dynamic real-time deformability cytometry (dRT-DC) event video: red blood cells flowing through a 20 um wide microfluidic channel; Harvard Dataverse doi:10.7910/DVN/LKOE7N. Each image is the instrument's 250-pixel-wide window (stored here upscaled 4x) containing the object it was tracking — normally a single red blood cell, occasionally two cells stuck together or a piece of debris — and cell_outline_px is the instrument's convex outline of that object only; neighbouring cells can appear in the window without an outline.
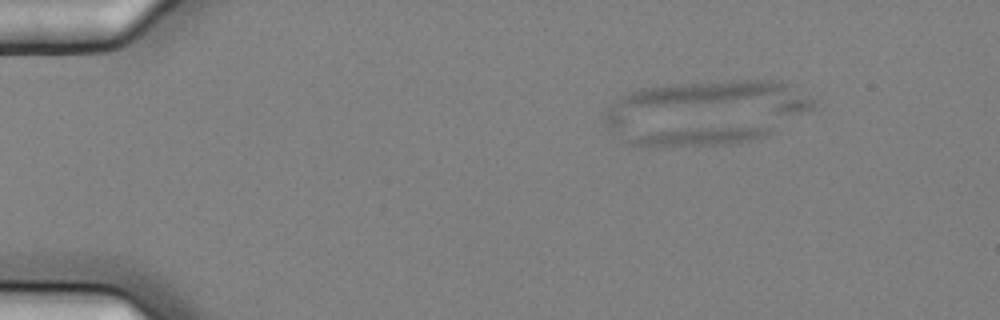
{"species": "common noctule bat (a hibernating species)", "species_latin": "Nyctalus noctula", "temperature_condition": "cold", "stored_images_in_passage": 5, "camera_frame_rate_fps": 3000, "um_per_image_px": 0.085, "animal": {"sex": "female", "body_mass_g": 25.1}, "frame": {"image": 1, "passage_image": 2, "time_ms": 0.333, "image_size_px": [1000, 320], "cell_outline_px": [[776, 132], [768, 136], [732, 144], [660, 148], [644, 148], [628, 144], [624, 140], [624, 136], [660, 132], [700, 128], [768, 124], [772, 124]], "centroid_in_image_um": [59.57, 11.61], "position_along_channel_um": 25.4, "area_um2": 16.59}}